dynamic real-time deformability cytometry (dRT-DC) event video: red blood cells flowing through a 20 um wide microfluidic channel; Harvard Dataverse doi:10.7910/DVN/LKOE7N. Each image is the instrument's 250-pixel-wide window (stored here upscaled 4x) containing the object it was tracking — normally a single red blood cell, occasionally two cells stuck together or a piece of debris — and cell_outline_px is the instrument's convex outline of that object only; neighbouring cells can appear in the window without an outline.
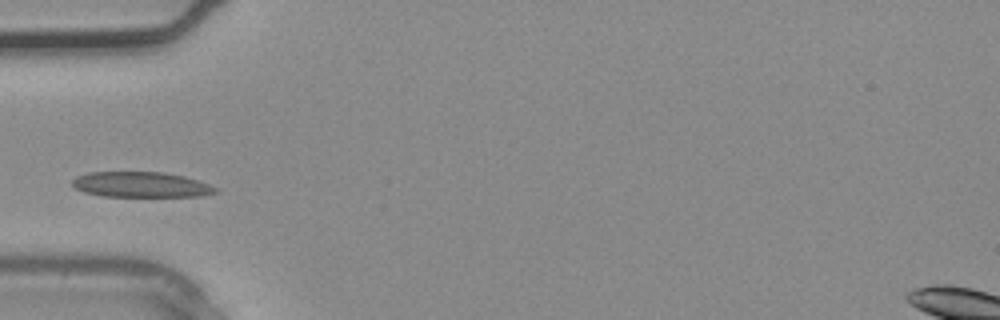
{"species": "common noctule bat (a hibernating species)", "species_latin": "Nyctalus noctula", "temperature_condition": "warm", "stored_images_in_passage": 1, "camera_frame_rate_fps": 3000, "um_per_image_px": 0.085, "animal": {"sex": "male", "body_mass_g": 20.4}, "frame": {"image": 1, "passage_image": 1, "time_ms": 0.0, "image_size_px": [1000, 320], "cell_outline_px": [[220, 192], [204, 196], [100, 196], [84, 192], [76, 188], [72, 184], [72, 180], [76, 176], [88, 172], [164, 172], [184, 176], [208, 184], [216, 188]], "centroid_in_image_um": [11.98, 15.69], "position_along_channel_um": 73.0, "area_um2": 21.21}}